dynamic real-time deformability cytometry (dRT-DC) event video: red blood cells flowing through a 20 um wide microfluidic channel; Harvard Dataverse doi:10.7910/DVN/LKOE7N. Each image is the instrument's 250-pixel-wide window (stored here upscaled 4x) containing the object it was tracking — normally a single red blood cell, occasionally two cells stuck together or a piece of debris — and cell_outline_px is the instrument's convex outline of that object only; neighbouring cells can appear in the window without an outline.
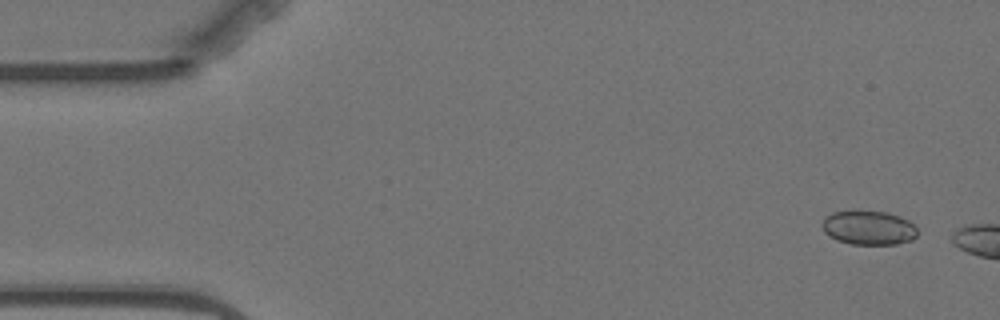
{"species": "Egyptian fruit bat (a non-hibernating species)", "species_latin": "Rousettus aegyptiacus", "temperature_condition": "warm", "stored_images_in_passage": 3, "camera_frame_rate_fps": 3000, "um_per_image_px": 0.085, "animal": {"sex": "female"}, "frame": {"image": 1, "passage_image": 1, "time_ms": 0.0, "image_size_px": [1000, 320], "cell_outline_px": [[916, 236], [912, 240], [896, 244], [852, 244], [836, 240], [828, 236], [824, 232], [824, 216], [832, 212], [856, 208], [888, 212], [900, 216], [908, 220], [916, 228]], "centroid_in_image_um": [73.8, 19.31], "position_along_channel_um": 11.2, "area_um2": 19.48}}